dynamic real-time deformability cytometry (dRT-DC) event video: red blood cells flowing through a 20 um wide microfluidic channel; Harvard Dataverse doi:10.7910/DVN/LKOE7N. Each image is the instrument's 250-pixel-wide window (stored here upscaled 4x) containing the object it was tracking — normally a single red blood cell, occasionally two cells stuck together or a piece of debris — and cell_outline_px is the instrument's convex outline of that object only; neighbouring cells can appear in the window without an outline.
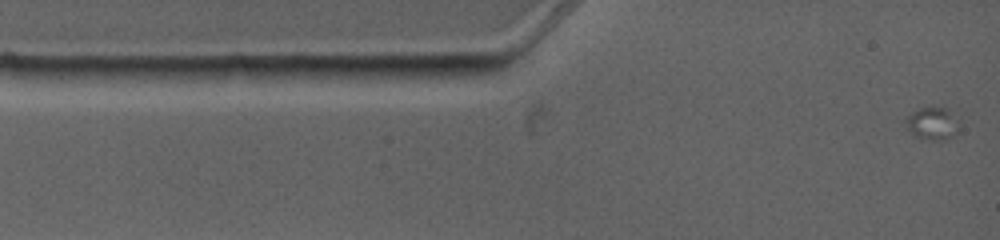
{"species": "common noctule bat (a hibernating species)", "species_latin": "Nyctalus noctula", "temperature_condition": "warm", "stored_images_in_passage": 6, "camera_frame_rate_fps": 4500, "um_per_image_px": 0.085, "animal": {"sex": "female", "body_mass_g": 19.0, "forearm_length_mm": 53.3}, "frame": {"image": 1, "passage_image": 1, "time_ms": 0.0, "image_size_px": [1000, 240], "cell_outline_px": [[960, 116], [956, 132], [952, 136], [944, 140], [924, 140], [916, 136], [908, 128], [904, 120], [912, 112], [920, 108], [944, 108]], "centroid_in_image_um": [79.29, 10.5], "position_along_channel_um": 5.7, "area_um2": 10.12}}